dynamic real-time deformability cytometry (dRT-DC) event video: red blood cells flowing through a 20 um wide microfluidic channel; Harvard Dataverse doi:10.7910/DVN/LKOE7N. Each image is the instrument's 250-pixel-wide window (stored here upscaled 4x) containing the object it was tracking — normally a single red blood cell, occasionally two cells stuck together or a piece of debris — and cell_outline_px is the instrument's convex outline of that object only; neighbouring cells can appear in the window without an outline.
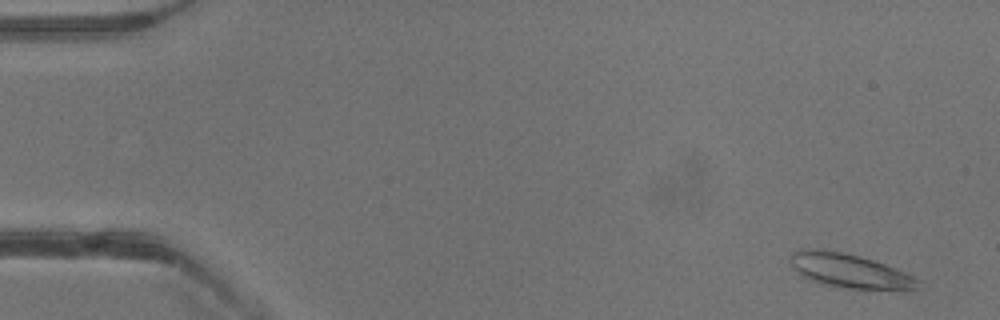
{"species": "common noctule bat (a hibernating species)", "species_latin": "Nyctalus noctula", "temperature_condition": "warm", "stored_images_in_passage": 41, "camera_frame_rate_fps": 3000, "um_per_image_px": 0.085, "animal": {"sex": "male", "body_mass_g": 13.3}, "frame": {"image": 1, "passage_image": 3, "time_ms": 0.667, "image_size_px": [1000, 320], "cell_outline_px": [[920, 288], [836, 288], [820, 284], [800, 276], [792, 268], [788, 256], [792, 252], [800, 248], [820, 248], [848, 252], [896, 268], [920, 280]], "centroid_in_image_um": [72.06, 22.98], "position_along_channel_um": 12.9, "area_um2": 25.72}}
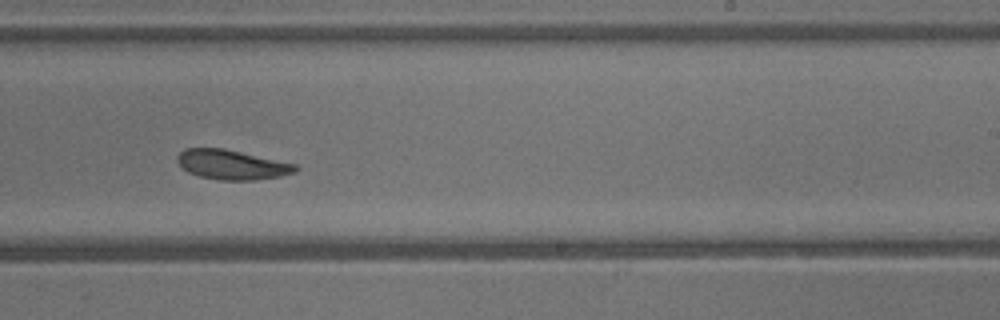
{"frame": {"image": 2, "passage_image": 26, "time_ms": 8.333, "image_size_px": [1000, 320], "cell_outline_px": [[300, 168], [296, 172], [280, 176], [256, 180], [220, 180], [200, 176], [188, 172], [176, 160], [176, 156], [184, 148], [224, 148], [296, 164]], "centroid_in_image_um": [19.72, 13.99], "position_along_channel_um": 269.3, "area_um2": 20.4}}
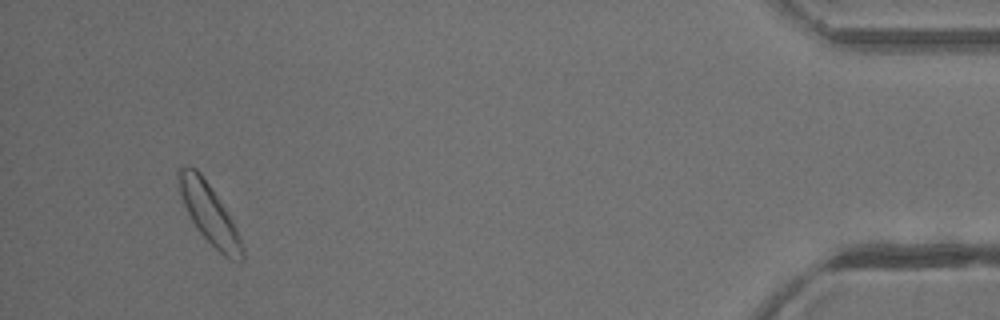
{"frame": {"image": 3, "passage_image": 39, "time_ms": 12.667, "image_size_px": [1000, 320], "cell_outline_px": [[244, 260], [240, 264], [228, 260], [196, 228], [184, 204], [176, 180], [176, 172], [184, 164], [196, 168], [200, 172], [232, 220], [244, 248]], "centroid_in_image_um": [17.78, 18.17], "position_along_channel_um": 417.4, "area_um2": 21.91}}